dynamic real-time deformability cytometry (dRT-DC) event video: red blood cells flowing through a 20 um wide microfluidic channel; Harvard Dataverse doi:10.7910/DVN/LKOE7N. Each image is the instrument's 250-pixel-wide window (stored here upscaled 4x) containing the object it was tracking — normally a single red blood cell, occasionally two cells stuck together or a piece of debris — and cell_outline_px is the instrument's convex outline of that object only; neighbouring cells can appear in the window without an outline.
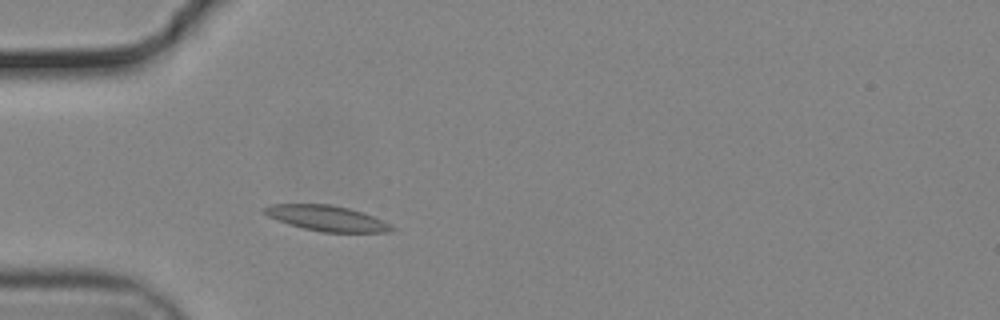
{"species": "common noctule bat (a hibernating species)", "species_latin": "Nyctalus noctula", "temperature_condition": "cold", "stored_images_in_passage": 39, "camera_frame_rate_fps": 3000, "um_per_image_px": 0.085, "animal": {"sex": "male", "body_mass_g": 19.2, "forearm_length_mm": 51.8}, "frame": {"image": 1, "passage_image": 9, "time_ms": 2.667, "image_size_px": [1000, 320], "cell_outline_px": [[396, 228], [388, 232], [320, 232], [288, 224], [268, 216], [264, 212], [264, 208], [268, 204], [332, 204], [364, 212]], "centroid_in_image_um": [27.75, 18.54], "position_along_channel_um": 57.2, "area_um2": 18.73}}
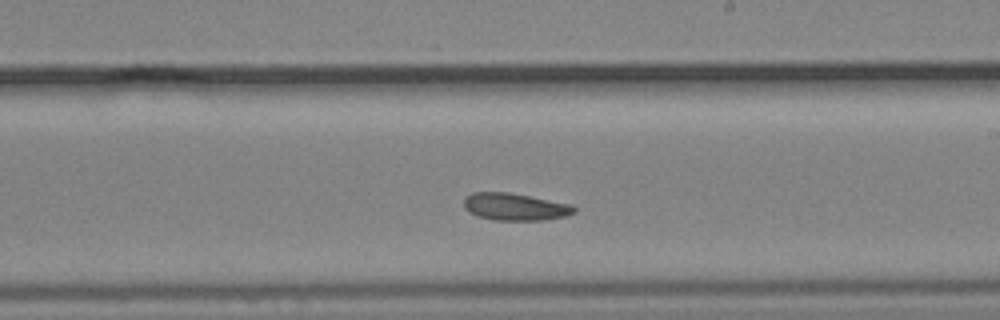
{"frame": {"image": 2, "passage_image": 25, "time_ms": 8.0, "image_size_px": [1000, 320], "cell_outline_px": [[576, 212], [564, 216], [544, 220], [496, 220], [476, 216], [468, 212], [464, 208], [464, 196], [472, 192], [508, 192], [572, 204], [576, 208]], "centroid_in_image_um": [43.74, 17.57], "position_along_channel_um": 245.3, "area_um2": 17.63}}
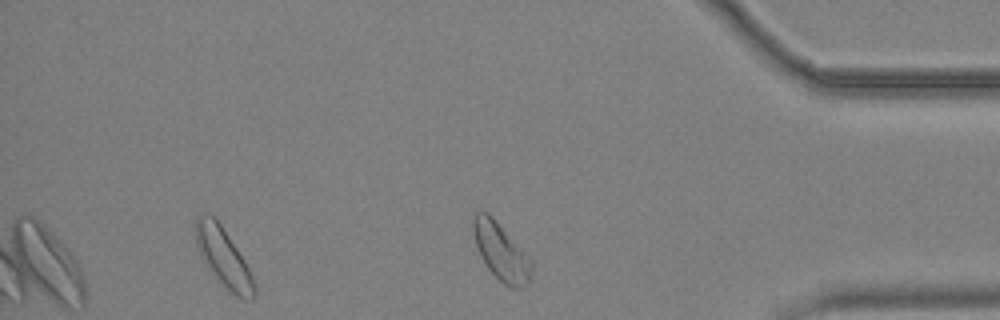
{"frame": {"image": 3, "passage_image": 39, "time_ms": 12.667, "image_size_px": [1000, 320], "cell_outline_px": [[532, 268], [528, 284], [524, 288], [512, 288], [504, 284], [488, 268], [480, 256], [472, 232], [472, 216], [476, 212], [488, 212], [492, 216], [532, 260]], "centroid_in_image_um": [42.57, 21.39], "position_along_channel_um": 392.6, "area_um2": 19.36}}